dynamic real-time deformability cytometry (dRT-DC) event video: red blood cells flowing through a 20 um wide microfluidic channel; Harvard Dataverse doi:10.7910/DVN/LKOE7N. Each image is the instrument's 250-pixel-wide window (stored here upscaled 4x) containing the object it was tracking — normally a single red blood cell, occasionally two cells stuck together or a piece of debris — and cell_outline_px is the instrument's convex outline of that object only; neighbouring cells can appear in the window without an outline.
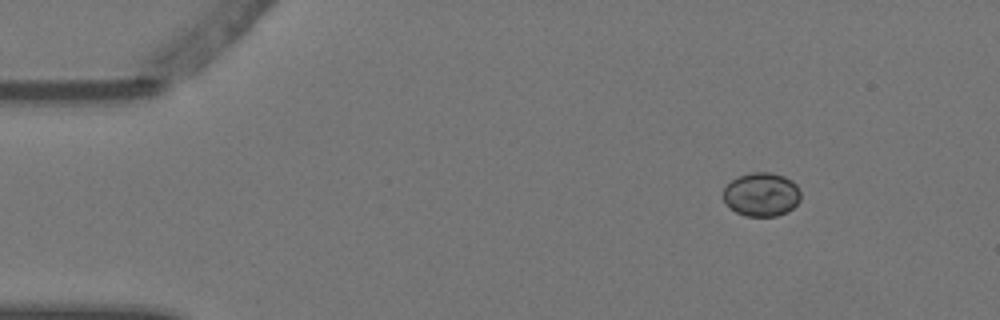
{"species": "Egyptian fruit bat (a non-hibernating species)", "species_latin": "Rousettus aegyptiacus", "temperature_condition": "warm", "stored_images_in_passage": 8, "camera_frame_rate_fps": 3000, "um_per_image_px": 0.085, "animal": {"sex": "female"}, "frame": {"image": 1, "passage_image": 1, "time_ms": 0.0, "image_size_px": [1000, 320], "cell_outline_px": [[800, 200], [788, 212], [776, 216], [744, 216], [736, 212], [724, 200], [724, 188], [732, 180], [740, 176], [752, 172], [768, 172], [784, 176], [792, 180], [796, 184], [800, 192]], "centroid_in_image_um": [64.75, 16.53], "position_along_channel_um": 20.2, "area_um2": 19.59}}
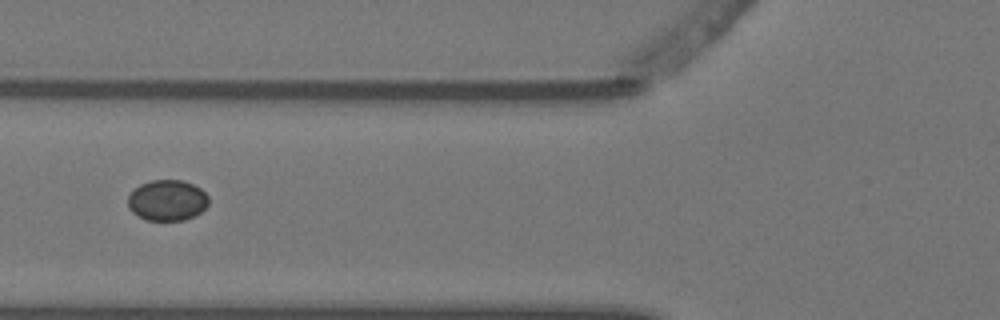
{"frame": {"image": 2, "passage_image": 5, "time_ms": 1.333, "image_size_px": [1000, 320], "cell_outline_px": [[208, 204], [200, 212], [184, 220], [148, 220], [132, 212], [128, 208], [128, 196], [140, 184], [152, 180], [180, 180], [192, 184], [200, 188], [208, 196]], "centroid_in_image_um": [14.21, 17.02], "position_along_channel_um": 111.6, "area_um2": 18.96}}
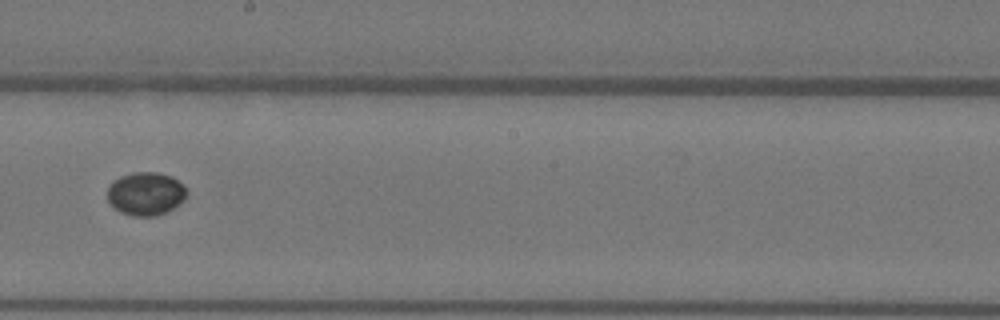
{"frame": {"image": 3, "passage_image": 8, "time_ms": 2.333, "image_size_px": [1000, 320], "cell_outline_px": [[188, 192], [184, 200], [180, 204], [156, 216], [132, 216], [120, 212], [108, 200], [108, 184], [112, 180], [120, 176], [132, 172], [156, 172], [172, 176], [184, 184]], "centroid_in_image_um": [12.4, 16.44], "position_along_channel_um": 235.8, "area_um2": 20.17}}